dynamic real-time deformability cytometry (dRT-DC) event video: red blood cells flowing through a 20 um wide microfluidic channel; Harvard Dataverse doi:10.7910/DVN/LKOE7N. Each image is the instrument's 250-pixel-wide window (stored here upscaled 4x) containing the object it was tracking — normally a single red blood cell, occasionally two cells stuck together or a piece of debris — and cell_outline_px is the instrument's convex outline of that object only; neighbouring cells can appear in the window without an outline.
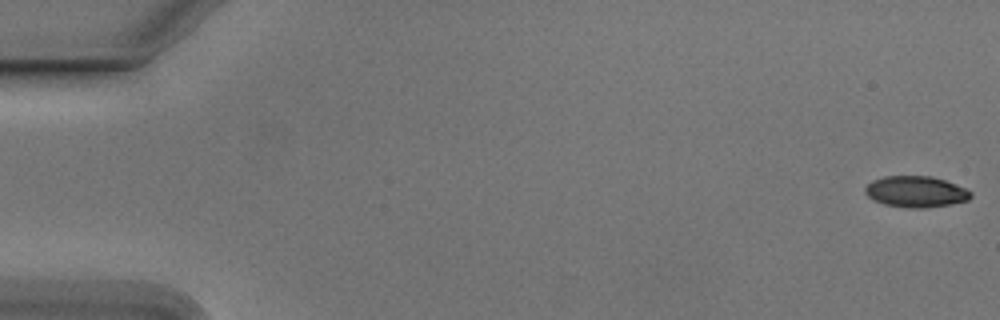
{"species": "Egyptian fruit bat (a non-hibernating species)", "species_latin": "Rousettus aegyptiacus", "temperature_condition": "cold", "stored_images_in_passage": 55, "camera_frame_rate_fps": 3000, "um_per_image_px": 0.085, "animal": {"sex": "male"}, "frame": {"image": 1, "passage_image": 1, "time_ms": 0.0, "image_size_px": [1000, 320], "cell_outline_px": [[972, 196], [968, 200], [948, 204], [924, 208], [912, 208], [884, 204], [872, 200], [864, 192], [864, 188], [872, 180], [884, 176], [932, 176], [956, 184], [972, 192]], "centroid_in_image_um": [77.82, 16.28], "position_along_channel_um": 7.2, "area_um2": 19.13}}
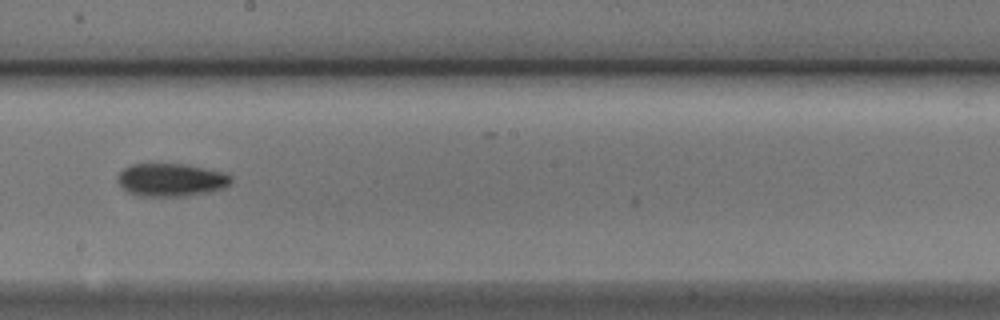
{"frame": {"image": 2, "passage_image": 31, "time_ms": 10.0, "image_size_px": [1000, 320], "cell_outline_px": [[232, 180], [224, 188], [212, 192], [188, 196], [140, 196], [128, 192], [116, 180], [116, 176], [124, 168], [132, 164], [184, 164], [228, 172], [232, 176]], "centroid_in_image_um": [14.58, 15.29], "position_along_channel_um": 233.6, "area_um2": 22.08}}
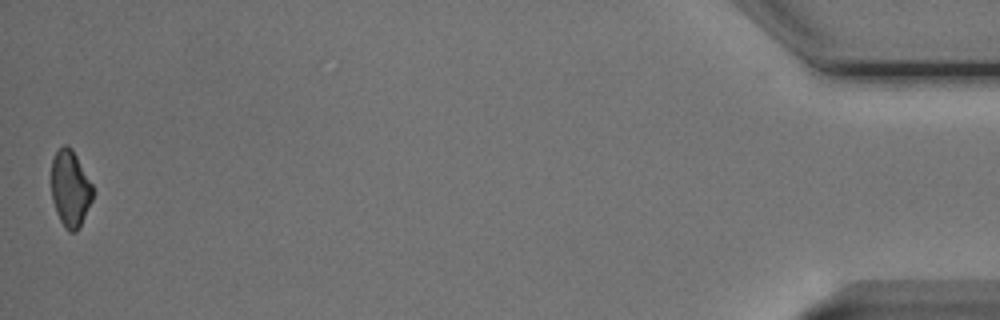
{"frame": {"image": 3, "passage_image": 54, "time_ms": 17.667, "image_size_px": [1000, 320], "cell_outline_px": [[92, 200], [76, 232], [68, 232], [64, 228], [56, 212], [52, 200], [52, 160], [56, 152], [64, 144], [72, 148], [92, 184]], "centroid_in_image_um": [5.96, 16.03], "position_along_channel_um": 429.2, "area_um2": 18.21}, "authors_computed_cell_mechanics": {"area_um2": 19.9988, "velocity_mm_per_s": 3.788, "shape_relaxation_time_tau1_ms": 3.1839, "shape_relaxation_time_tau2_ms": null, "deformation_change_tau1": 0.107, "deformation_change_tau2": null}}